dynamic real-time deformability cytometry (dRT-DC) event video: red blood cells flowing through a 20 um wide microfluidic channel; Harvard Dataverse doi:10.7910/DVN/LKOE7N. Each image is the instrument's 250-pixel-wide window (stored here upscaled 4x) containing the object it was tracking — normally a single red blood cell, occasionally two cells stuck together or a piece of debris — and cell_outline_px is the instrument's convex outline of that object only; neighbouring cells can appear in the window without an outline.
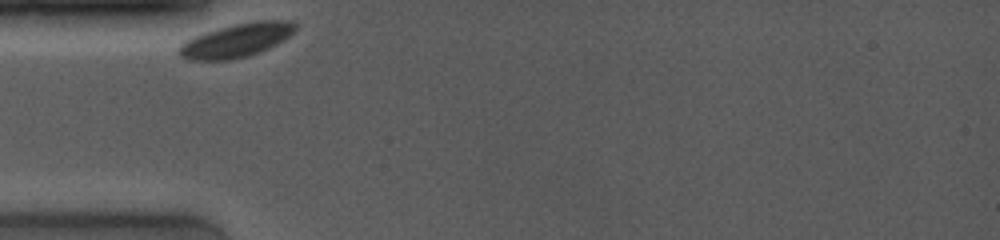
{"species": "common noctule bat (a hibernating species)", "species_latin": "Nyctalus noctula", "temperature_condition": "room temperature", "stored_images_in_passage": 5, "camera_frame_rate_fps": 4000, "um_per_image_px": 0.085, "animal": {"sex": "female", "body_mass_g": 19.0, "forearm_length_mm": 53.3}, "frame": {"image": 1, "passage_image": 1, "time_ms": 0.0, "image_size_px": [1000, 240], "cell_outline_px": [[296, 28], [284, 40], [268, 48], [248, 56], [232, 60], [188, 60], [180, 56], [176, 52], [180, 44], [204, 32], [236, 24], [256, 20], [296, 20]], "centroid_in_image_um": [20.1, 3.43], "position_along_channel_um": 64.9, "area_um2": 22.83}}
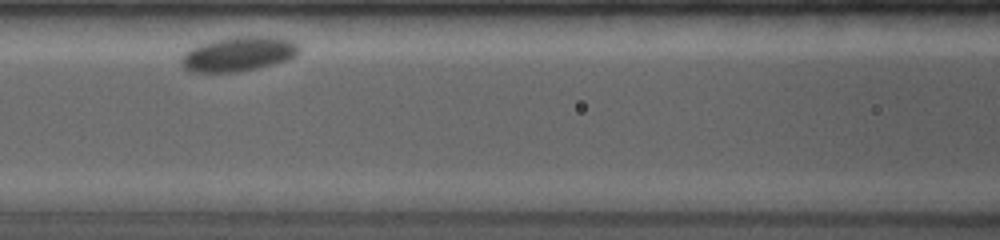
{"frame": {"image": 2, "passage_image": 4, "time_ms": 2.5, "image_size_px": [1000, 240], "cell_outline_px": [[300, 52], [296, 56], [288, 60], [240, 72], [192, 72], [184, 68], [180, 60], [184, 52], [200, 44], [212, 40], [232, 36], [276, 36], [292, 40], [300, 44]], "centroid_in_image_um": [20.31, 4.57], "position_along_channel_um": 146.3, "area_um2": 24.1}}